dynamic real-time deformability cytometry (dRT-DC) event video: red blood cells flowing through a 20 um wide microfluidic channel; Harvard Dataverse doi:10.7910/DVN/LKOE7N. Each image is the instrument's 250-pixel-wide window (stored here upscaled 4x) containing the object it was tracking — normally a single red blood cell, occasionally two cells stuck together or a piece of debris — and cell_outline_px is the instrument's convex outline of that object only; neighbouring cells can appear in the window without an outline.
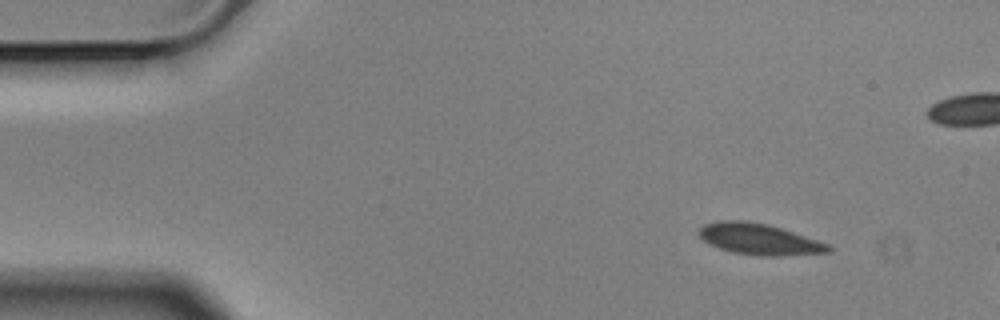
{"species": "Egyptian fruit bat (a non-hibernating species)", "species_latin": "Rousettus aegyptiacus", "temperature_condition": "cold", "stored_images_in_passage": 4, "camera_frame_rate_fps": 3000, "um_per_image_px": 0.085, "animal": {"sex": "male"}, "frame": {"image": 1, "passage_image": 1, "time_ms": 0.0, "image_size_px": [1000, 320], "cell_outline_px": [[832, 252], [776, 256], [760, 256], [732, 252], [708, 244], [700, 236], [700, 228], [704, 224], [720, 220], [748, 220], [768, 224], [828, 244], [832, 248]], "centroid_in_image_um": [64.51, 20.33], "position_along_channel_um": 20.5, "area_um2": 23.29}}